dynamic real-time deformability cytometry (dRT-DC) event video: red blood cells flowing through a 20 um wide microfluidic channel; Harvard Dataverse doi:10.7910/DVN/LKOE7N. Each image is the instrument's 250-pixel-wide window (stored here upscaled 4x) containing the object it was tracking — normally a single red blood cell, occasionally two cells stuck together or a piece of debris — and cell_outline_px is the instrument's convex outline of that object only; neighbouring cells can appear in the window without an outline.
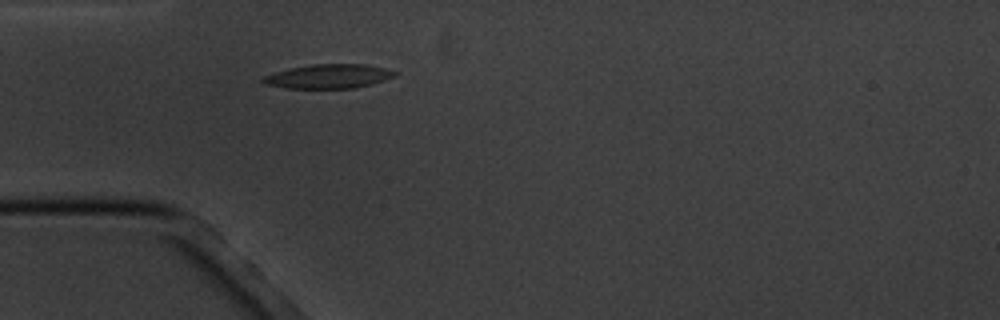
{"species": "common noctule bat (a hibernating species)", "species_latin": "Nyctalus noctula", "temperature_condition": "cold", "stored_images_in_passage": 1, "camera_frame_rate_fps": 3000, "um_per_image_px": 0.085, "animal": {"sex": "male", "body_mass_g": 20.1, "forearm_length_mm": 53.5}, "frame": {"image": 1, "passage_image": 1, "time_ms": 0.0, "image_size_px": [1000, 320], "cell_outline_px": [[396, 76], [372, 84], [352, 88], [288, 88], [264, 84], [260, 80], [260, 76], [288, 68], [312, 64], [364, 64], [384, 68], [396, 72]], "centroid_in_image_um": [27.86, 6.48], "position_along_channel_um": 57.1, "area_um2": 18.61}}